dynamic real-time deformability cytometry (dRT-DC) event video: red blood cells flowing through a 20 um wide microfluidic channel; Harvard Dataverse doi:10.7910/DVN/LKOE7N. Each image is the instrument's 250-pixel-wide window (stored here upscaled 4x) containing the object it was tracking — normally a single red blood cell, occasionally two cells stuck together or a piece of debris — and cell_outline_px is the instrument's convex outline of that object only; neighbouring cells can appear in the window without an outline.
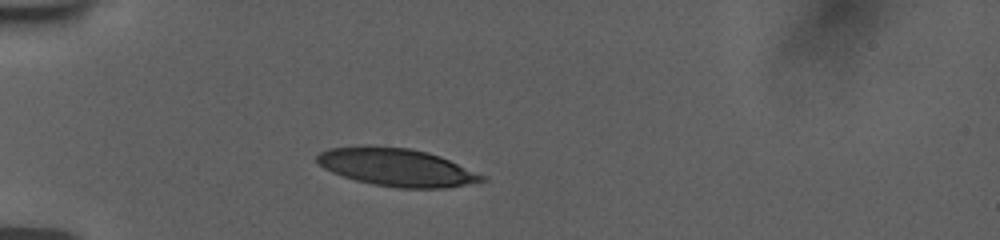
{"species": "human", "species_latin": "Homo sapiens", "temperature_condition": "room temperature", "stored_images_in_passage": 40, "camera_frame_rate_fps": 3000, "um_per_image_px": 0.085, "donor": {"sex": "female"}, "frame": {"image": 1, "passage_image": 1, "time_ms": 0.0, "image_size_px": [1000, 240], "cell_outline_px": [[488, 180], [444, 188], [400, 188], [372, 184], [356, 180], [332, 172], [324, 168], [316, 160], [316, 156], [320, 152], [328, 148], [364, 144], [372, 144], [408, 148], [440, 156], [488, 176]], "centroid_in_image_um": [33.71, 14.2], "position_along_channel_um": 51.3, "area_um2": 36.65}}
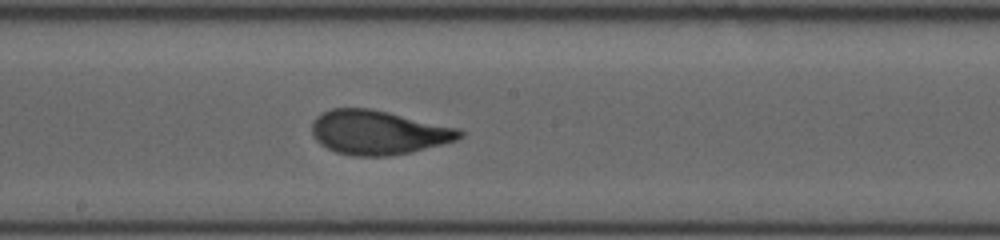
{"frame": {"image": 2, "passage_image": 16, "time_ms": 5.0, "image_size_px": [1000, 240], "cell_outline_px": [[464, 136], [456, 140], [412, 152], [388, 156], [352, 156], [336, 152], [320, 144], [316, 140], [312, 132], [312, 120], [316, 116], [332, 108], [372, 108], [460, 128], [464, 132]], "centroid_in_image_um": [32.16, 11.25], "position_along_channel_um": 216.0, "area_um2": 38.26}}
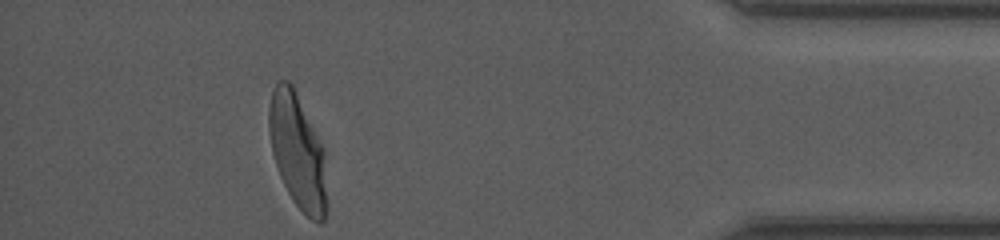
{"frame": {"image": 3, "passage_image": 35, "time_ms": 11.333, "image_size_px": [1000, 240], "cell_outline_px": [[324, 220], [320, 224], [312, 220], [292, 200], [280, 176], [272, 152], [268, 128], [268, 108], [272, 92], [276, 80], [288, 80], [292, 84], [296, 92], [320, 144], [324, 188]], "centroid_in_image_um": [25.19, 12.79], "position_along_channel_um": 410.0, "area_um2": 36.93}, "authors_computed_cell_mechanics": {"area_um2": 37.6278, "velocity_mm_per_s": 3.7341, "shape_relaxation_time_tau1_ms": 3.9668, "shape_relaxation_time_tau2_ms": null, "deformation_change_tau1": 0.1886, "deformation_change_tau2": null}}